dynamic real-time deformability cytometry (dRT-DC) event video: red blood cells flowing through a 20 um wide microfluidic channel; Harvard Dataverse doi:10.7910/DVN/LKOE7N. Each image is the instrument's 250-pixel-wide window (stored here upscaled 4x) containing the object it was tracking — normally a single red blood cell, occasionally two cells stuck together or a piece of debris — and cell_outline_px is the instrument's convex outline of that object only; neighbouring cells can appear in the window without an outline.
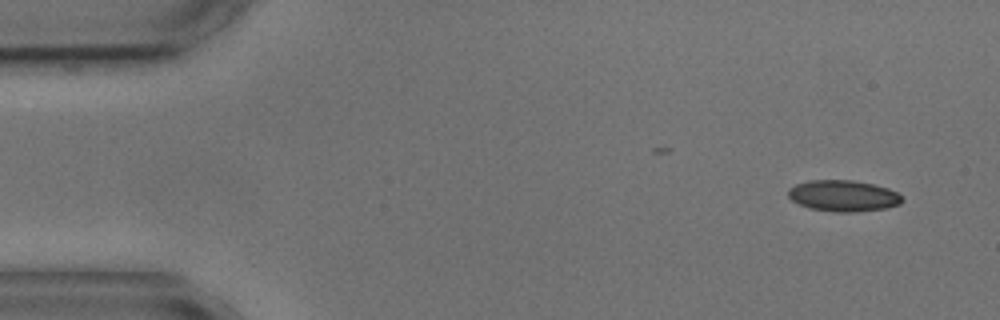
{"species": "common noctule bat (a hibernating species)", "species_latin": "Nyctalus noctula", "temperature_condition": "cold", "stored_images_in_passage": 4, "camera_frame_rate_fps": 3000, "um_per_image_px": 0.085, "animal": {"sex": "male", "body_mass_g": 17.9, "forearm_length_mm": 54.2}, "frame": {"image": 1, "passage_image": 1, "time_ms": 0.0, "image_size_px": [1000, 320], "cell_outline_px": [[904, 200], [900, 204], [884, 208], [856, 212], [836, 212], [808, 208], [792, 200], [788, 196], [788, 188], [796, 184], [812, 180], [852, 180], [872, 184], [888, 188], [896, 192]], "centroid_in_image_um": [71.66, 16.64], "position_along_channel_um": 13.3, "area_um2": 20.63}}
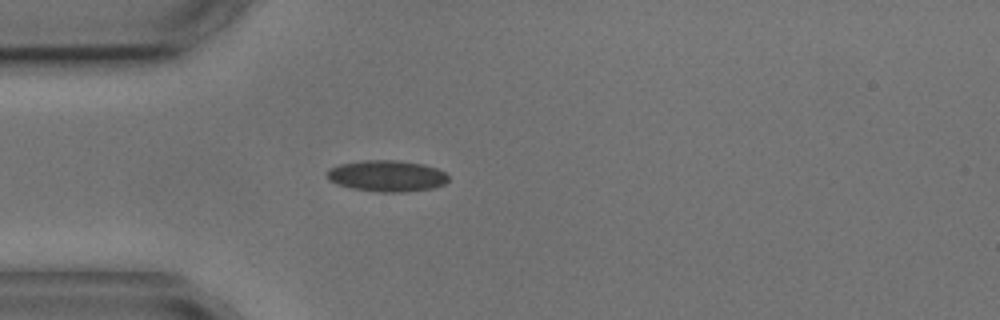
{"frame": {"image": 2, "passage_image": 4, "time_ms": 3.667, "image_size_px": [1000, 320], "cell_outline_px": [[448, 180], [444, 184], [432, 188], [404, 192], [376, 192], [352, 188], [336, 184], [328, 180], [324, 172], [328, 168], [340, 164], [364, 160], [396, 160], [424, 164], [436, 168], [444, 172], [448, 176]], "centroid_in_image_um": [32.83, 14.95], "position_along_channel_um": 52.2, "area_um2": 22.31}}